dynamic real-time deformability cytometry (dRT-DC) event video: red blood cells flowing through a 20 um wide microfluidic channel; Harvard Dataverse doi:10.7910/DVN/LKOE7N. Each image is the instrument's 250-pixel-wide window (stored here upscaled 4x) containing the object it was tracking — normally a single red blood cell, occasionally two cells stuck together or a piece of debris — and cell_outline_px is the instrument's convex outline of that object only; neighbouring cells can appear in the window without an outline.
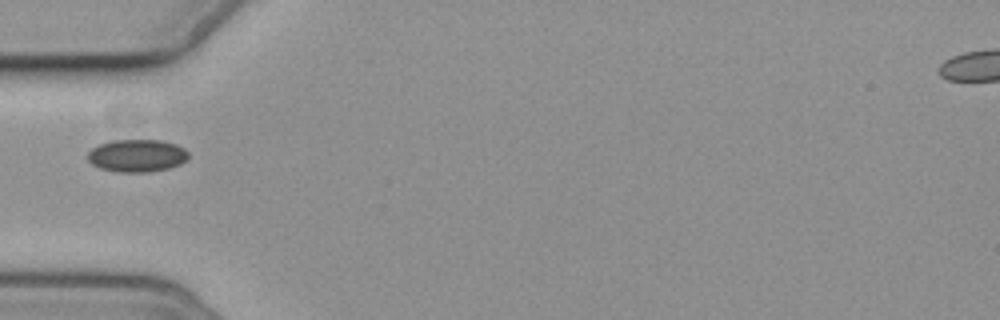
{"species": "common noctule bat (a hibernating species)", "species_latin": "Nyctalus noctula", "temperature_condition": "cold", "stored_images_in_passage": 4, "camera_frame_rate_fps": 3000, "um_per_image_px": 0.085, "animal": {"sex": "female", "body_mass_g": 19.3, "forearm_length_mm": 54.1}, "frame": {"image": 1, "passage_image": 1, "time_ms": 0.0, "image_size_px": [1000, 320], "cell_outline_px": [[188, 160], [180, 164], [168, 168], [148, 172], [116, 172], [100, 168], [92, 164], [88, 160], [88, 152], [92, 148], [100, 144], [112, 140], [160, 140], [176, 144], [184, 148], [188, 152]], "centroid_in_image_um": [11.65, 13.23], "position_along_channel_um": 73.3, "area_um2": 19.19}}
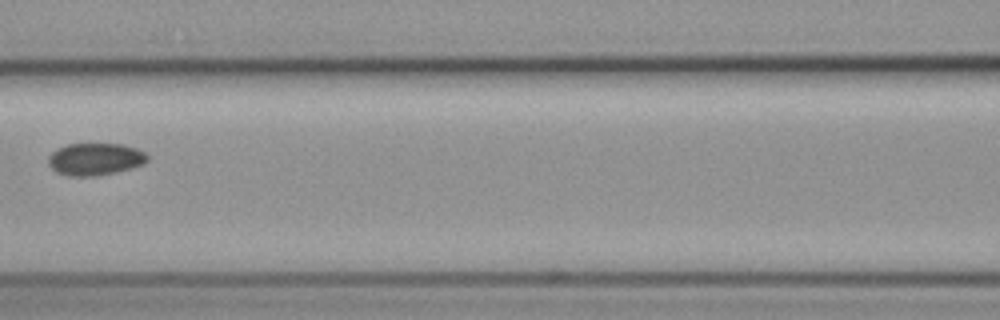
{"frame": {"image": 2, "passage_image": 3, "time_ms": 2.333, "image_size_px": [1000, 320], "cell_outline_px": [[148, 160], [144, 164], [116, 172], [92, 176], [68, 176], [56, 172], [48, 164], [48, 156], [56, 148], [68, 144], [124, 144], [136, 148], [144, 152], [148, 156]], "centroid_in_image_um": [8.07, 13.52], "position_along_channel_um": 158.5, "area_um2": 18.67}}
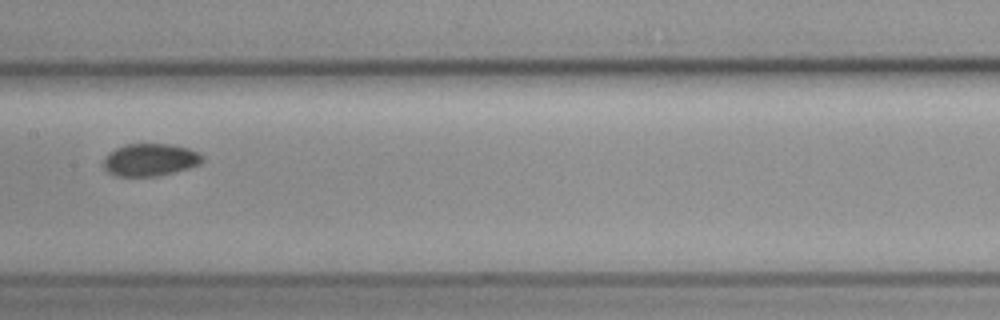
{"frame": {"image": 3, "passage_image": 4, "time_ms": 3.333, "image_size_px": [1000, 320], "cell_outline_px": [[204, 160], [200, 164], [188, 168], [156, 176], [116, 176], [108, 172], [104, 168], [104, 156], [108, 152], [124, 144], [172, 144], [188, 148], [200, 152], [204, 156]], "centroid_in_image_um": [12.77, 13.57], "position_along_channel_um": 194.6, "area_um2": 18.84}}